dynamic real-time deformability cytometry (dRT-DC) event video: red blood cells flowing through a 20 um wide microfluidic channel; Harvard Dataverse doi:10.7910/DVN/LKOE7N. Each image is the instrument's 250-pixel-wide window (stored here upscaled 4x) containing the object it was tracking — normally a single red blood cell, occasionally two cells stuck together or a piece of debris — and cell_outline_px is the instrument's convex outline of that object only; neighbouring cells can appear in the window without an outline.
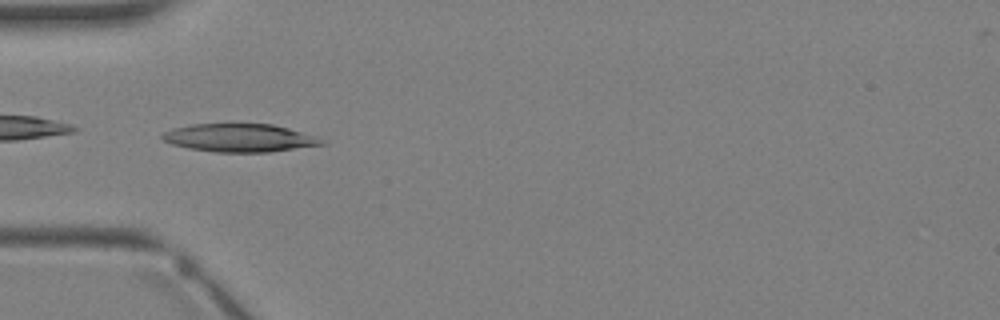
{"species": "Egyptian fruit bat (a non-hibernating species)", "species_latin": "Rousettus aegyptiacus", "temperature_condition": "warm", "stored_images_in_passage": 3, "camera_frame_rate_fps": 3000, "um_per_image_px": 0.085, "animal": {"sex": "female"}, "frame": {"image": 1, "passage_image": 3, "time_ms": 2.333, "image_size_px": [1000, 320], "cell_outline_px": [[328, 144], [268, 152], [216, 152], [188, 148], [172, 144], [164, 140], [160, 136], [164, 132], [172, 128], [192, 124], [272, 124], [288, 128], [316, 136]], "centroid_in_image_um": [20.36, 11.72], "position_along_channel_um": 64.6, "area_um2": 26.01}}